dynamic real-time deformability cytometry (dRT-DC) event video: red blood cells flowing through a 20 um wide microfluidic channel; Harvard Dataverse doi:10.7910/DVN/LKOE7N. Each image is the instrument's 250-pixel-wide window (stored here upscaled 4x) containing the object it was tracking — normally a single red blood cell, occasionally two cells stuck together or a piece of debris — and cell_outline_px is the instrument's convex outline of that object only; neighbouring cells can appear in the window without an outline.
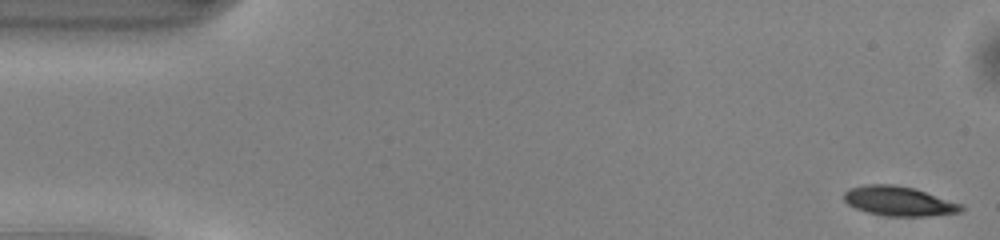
{"species": "common noctule bat (a hibernating species)", "species_latin": "Nyctalus noctula", "temperature_condition": "warm", "stored_images_in_passage": 49, "camera_frame_rate_fps": 3000, "um_per_image_px": 0.085, "animal": {"sex": "male", "body_mass_g": 13.0, "forearm_length_mm": 53.1}, "frame": {"image": 1, "passage_image": 1, "time_ms": 0.0, "image_size_px": [1000, 240], "cell_outline_px": [[964, 208], [960, 212], [928, 216], [888, 216], [868, 212], [856, 208], [848, 204], [844, 200], [844, 192], [848, 188], [864, 184], [892, 184], [916, 188], [960, 204]], "centroid_in_image_um": [76.37, 17.08], "position_along_channel_um": 8.6, "area_um2": 20.11}}
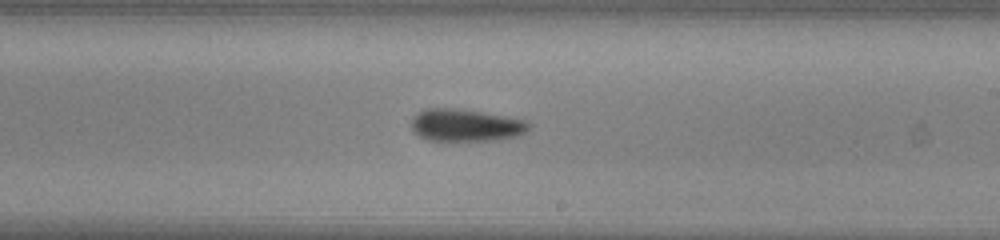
{"frame": {"image": 2, "passage_image": 28, "time_ms": 9.0, "image_size_px": [1000, 240], "cell_outline_px": [[532, 124], [524, 132], [516, 136], [496, 140], [428, 140], [412, 132], [412, 116], [428, 108], [452, 108], [480, 112], [524, 120]], "centroid_in_image_um": [39.55, 10.65], "position_along_channel_um": 249.5, "area_um2": 21.73}}
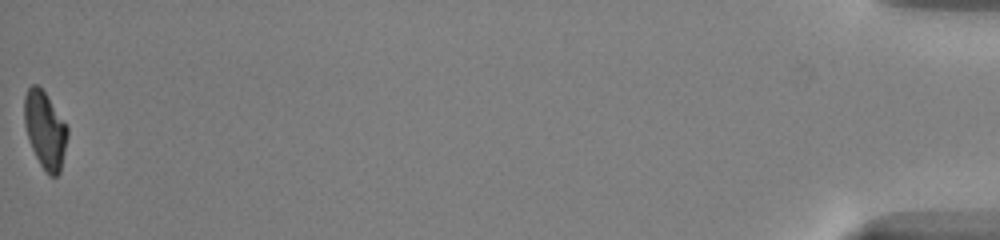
{"frame": {"image": 3, "passage_image": 49, "time_ms": 16.0, "image_size_px": [1000, 240], "cell_outline_px": [[68, 136], [60, 172], [56, 176], [48, 176], [40, 164], [28, 140], [24, 124], [24, 96], [28, 88], [32, 84], [36, 84], [44, 92], [68, 128]], "centroid_in_image_um": [3.81, 11.07], "position_along_channel_um": 431.4, "area_um2": 19.19}, "authors_computed_cell_mechanics": {"area_um2": 20.9236, "velocity_mm_per_s": 4.1391, "shape_relaxation_time_tau1_ms": 2.9172, "shape_relaxation_time_tau2_ms": 4.4293, "deformation_change_tau1": 0.1434, "deformation_change_tau2": 0.1335}}